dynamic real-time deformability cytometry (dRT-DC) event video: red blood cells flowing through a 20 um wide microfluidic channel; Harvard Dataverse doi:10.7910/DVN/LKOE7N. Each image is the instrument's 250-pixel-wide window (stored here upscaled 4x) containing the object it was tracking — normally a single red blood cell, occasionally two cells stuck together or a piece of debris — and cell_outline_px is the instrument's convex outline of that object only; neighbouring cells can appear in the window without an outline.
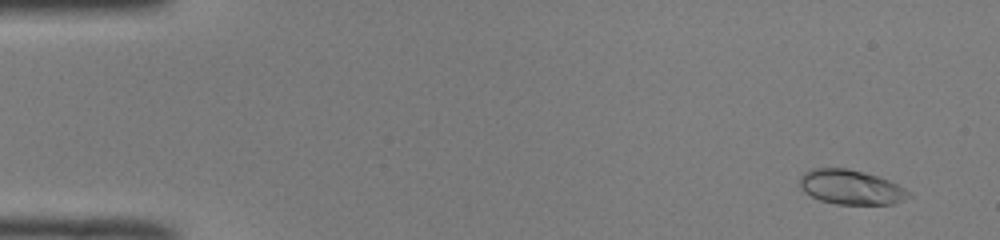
{"species": "common noctule bat (a hibernating species)", "species_latin": "Nyctalus noctula", "temperature_condition": "room temperature", "stored_images_in_passage": 51, "camera_frame_rate_fps": 3000, "um_per_image_px": 0.085, "animal": {"sex": "male", "body_mass_g": 19.0, "forearm_length_mm": 50.8}, "frame": {"image": 1, "passage_image": 4, "time_ms": 1.0, "image_size_px": [1000, 240], "cell_outline_px": [[912, 196], [904, 200], [892, 204], [836, 204], [820, 200], [804, 192], [800, 188], [800, 176], [804, 172], [812, 168], [848, 168], [876, 176], [888, 180], [904, 188]], "centroid_in_image_um": [72.3, 15.91], "position_along_channel_um": 12.7, "area_um2": 21.85}}
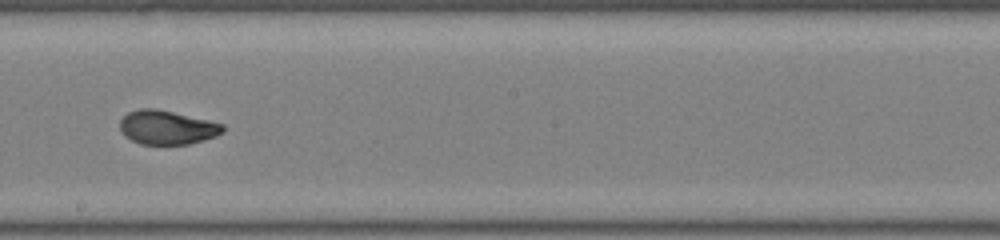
{"frame": {"image": 2, "passage_image": 30, "time_ms": 9.667, "image_size_px": [1000, 240], "cell_outline_px": [[224, 132], [216, 136], [204, 140], [188, 144], [140, 144], [124, 136], [120, 128], [120, 120], [128, 112], [140, 108], [156, 108], [208, 120], [224, 124]], "centroid_in_image_um": [14.2, 10.83], "position_along_channel_um": 234.0, "area_um2": 20.4}}
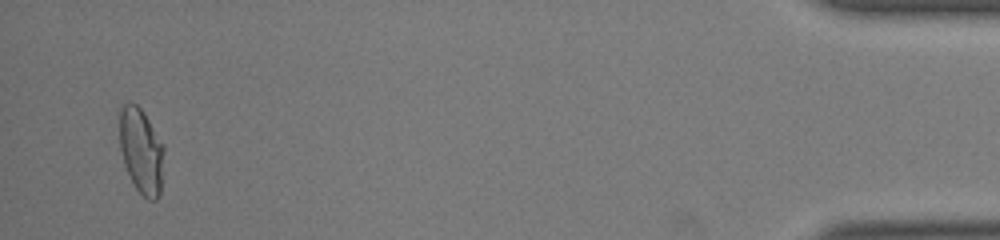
{"frame": {"image": 3, "passage_image": 50, "time_ms": 16.333, "image_size_px": [1000, 240], "cell_outline_px": [[164, 152], [160, 196], [156, 200], [148, 200], [136, 188], [124, 164], [120, 148], [120, 108], [124, 104], [136, 104], [144, 112], [164, 144]], "centroid_in_image_um": [12.03, 12.83], "position_along_channel_um": 423.2, "area_um2": 22.08}, "authors_computed_cell_mechanics": {"area_um2": 21.2704, "velocity_mm_per_s": 4.0255, "shape_relaxation_time_tau1_ms": 4.9137, "shape_relaxation_time_tau2_ms": null, "deformation_change_tau1": 0.2083, "deformation_change_tau2": null}}